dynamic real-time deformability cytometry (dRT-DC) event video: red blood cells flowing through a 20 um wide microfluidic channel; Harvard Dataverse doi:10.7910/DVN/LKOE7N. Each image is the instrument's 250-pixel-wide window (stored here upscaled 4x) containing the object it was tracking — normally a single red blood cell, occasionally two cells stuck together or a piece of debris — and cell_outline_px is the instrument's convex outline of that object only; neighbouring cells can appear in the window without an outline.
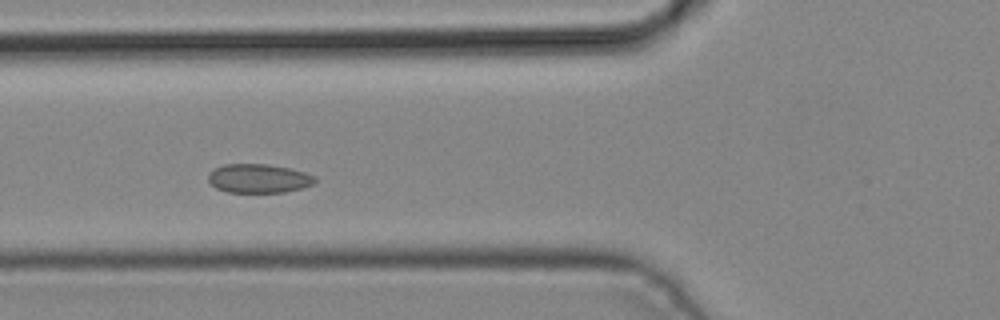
{"species": "common noctule bat (a hibernating species)", "species_latin": "Nyctalus noctula", "temperature_condition": "cold", "stored_images_in_passage": 4, "camera_frame_rate_fps": 3000, "um_per_image_px": 0.085, "animal": {"sex": "male", "body_mass_g": 19.2, "forearm_length_mm": 51.8}, "frame": {"image": 1, "passage_image": 4, "time_ms": 1.0, "image_size_px": [1000, 320], "cell_outline_px": [[316, 180], [312, 184], [300, 188], [284, 192], [228, 192], [216, 188], [208, 180], [208, 176], [212, 168], [224, 164], [268, 164], [292, 168], [316, 176]], "centroid_in_image_um": [21.97, 15.15], "position_along_channel_um": 103.8, "area_um2": 18.03}}